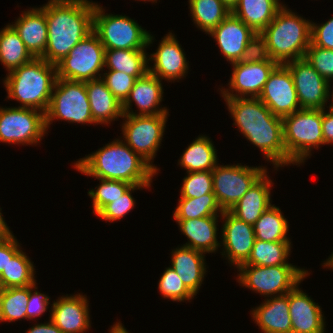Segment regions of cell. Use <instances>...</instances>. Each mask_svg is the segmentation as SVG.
I'll return each instance as SVG.
<instances>
[{"label": "cell", "instance_id": "obj_57", "mask_svg": "<svg viewBox=\"0 0 333 333\" xmlns=\"http://www.w3.org/2000/svg\"><path fill=\"white\" fill-rule=\"evenodd\" d=\"M331 106L333 107V85H332Z\"/></svg>", "mask_w": 333, "mask_h": 333}, {"label": "cell", "instance_id": "obj_35", "mask_svg": "<svg viewBox=\"0 0 333 333\" xmlns=\"http://www.w3.org/2000/svg\"><path fill=\"white\" fill-rule=\"evenodd\" d=\"M30 258L23 248L8 258V264L0 274L1 289L31 286L37 281L36 266Z\"/></svg>", "mask_w": 333, "mask_h": 333}, {"label": "cell", "instance_id": "obj_52", "mask_svg": "<svg viewBox=\"0 0 333 333\" xmlns=\"http://www.w3.org/2000/svg\"><path fill=\"white\" fill-rule=\"evenodd\" d=\"M108 333H129V331L119 319V321L114 322L113 326L108 329Z\"/></svg>", "mask_w": 333, "mask_h": 333}, {"label": "cell", "instance_id": "obj_30", "mask_svg": "<svg viewBox=\"0 0 333 333\" xmlns=\"http://www.w3.org/2000/svg\"><path fill=\"white\" fill-rule=\"evenodd\" d=\"M283 5L281 0H239L231 13L255 33H261Z\"/></svg>", "mask_w": 333, "mask_h": 333}, {"label": "cell", "instance_id": "obj_9", "mask_svg": "<svg viewBox=\"0 0 333 333\" xmlns=\"http://www.w3.org/2000/svg\"><path fill=\"white\" fill-rule=\"evenodd\" d=\"M45 118L47 131L55 121L96 125L91 114L85 82L57 78Z\"/></svg>", "mask_w": 333, "mask_h": 333}, {"label": "cell", "instance_id": "obj_25", "mask_svg": "<svg viewBox=\"0 0 333 333\" xmlns=\"http://www.w3.org/2000/svg\"><path fill=\"white\" fill-rule=\"evenodd\" d=\"M169 265L179 275L184 285L196 296L207 274L206 254L178 245L171 249Z\"/></svg>", "mask_w": 333, "mask_h": 333}, {"label": "cell", "instance_id": "obj_27", "mask_svg": "<svg viewBox=\"0 0 333 333\" xmlns=\"http://www.w3.org/2000/svg\"><path fill=\"white\" fill-rule=\"evenodd\" d=\"M267 170L242 198L229 210L238 219L254 225L263 212L272 205L274 182Z\"/></svg>", "mask_w": 333, "mask_h": 333}, {"label": "cell", "instance_id": "obj_44", "mask_svg": "<svg viewBox=\"0 0 333 333\" xmlns=\"http://www.w3.org/2000/svg\"><path fill=\"white\" fill-rule=\"evenodd\" d=\"M101 79L106 83L107 88L123 104L128 98L136 78L124 72L115 70H104Z\"/></svg>", "mask_w": 333, "mask_h": 333}, {"label": "cell", "instance_id": "obj_55", "mask_svg": "<svg viewBox=\"0 0 333 333\" xmlns=\"http://www.w3.org/2000/svg\"><path fill=\"white\" fill-rule=\"evenodd\" d=\"M77 0H48L47 3L73 2Z\"/></svg>", "mask_w": 333, "mask_h": 333}, {"label": "cell", "instance_id": "obj_29", "mask_svg": "<svg viewBox=\"0 0 333 333\" xmlns=\"http://www.w3.org/2000/svg\"><path fill=\"white\" fill-rule=\"evenodd\" d=\"M210 138L201 134L193 139L179 157L177 165L186 170V173L212 171L219 164V158L218 150Z\"/></svg>", "mask_w": 333, "mask_h": 333}, {"label": "cell", "instance_id": "obj_3", "mask_svg": "<svg viewBox=\"0 0 333 333\" xmlns=\"http://www.w3.org/2000/svg\"><path fill=\"white\" fill-rule=\"evenodd\" d=\"M47 21L45 61L57 64L93 31L94 8L84 0L46 3L39 7Z\"/></svg>", "mask_w": 333, "mask_h": 333}, {"label": "cell", "instance_id": "obj_6", "mask_svg": "<svg viewBox=\"0 0 333 333\" xmlns=\"http://www.w3.org/2000/svg\"><path fill=\"white\" fill-rule=\"evenodd\" d=\"M94 8L93 31L106 50H147L155 36L128 15L106 13V8L92 0H84ZM152 44V45H151Z\"/></svg>", "mask_w": 333, "mask_h": 333}, {"label": "cell", "instance_id": "obj_16", "mask_svg": "<svg viewBox=\"0 0 333 333\" xmlns=\"http://www.w3.org/2000/svg\"><path fill=\"white\" fill-rule=\"evenodd\" d=\"M221 253L226 263L232 269L234 266L237 269L240 265L244 264L253 248L255 241V232L253 225L248 224L229 211H223L221 215Z\"/></svg>", "mask_w": 333, "mask_h": 333}, {"label": "cell", "instance_id": "obj_1", "mask_svg": "<svg viewBox=\"0 0 333 333\" xmlns=\"http://www.w3.org/2000/svg\"><path fill=\"white\" fill-rule=\"evenodd\" d=\"M234 121L233 126L262 152L274 171L288 166L283 120L274 115L259 98H223Z\"/></svg>", "mask_w": 333, "mask_h": 333}, {"label": "cell", "instance_id": "obj_34", "mask_svg": "<svg viewBox=\"0 0 333 333\" xmlns=\"http://www.w3.org/2000/svg\"><path fill=\"white\" fill-rule=\"evenodd\" d=\"M292 241L268 242L255 239L248 260L242 265L276 266L293 265L291 257Z\"/></svg>", "mask_w": 333, "mask_h": 333}, {"label": "cell", "instance_id": "obj_51", "mask_svg": "<svg viewBox=\"0 0 333 333\" xmlns=\"http://www.w3.org/2000/svg\"><path fill=\"white\" fill-rule=\"evenodd\" d=\"M12 233V230H10L5 218L3 217L2 208L0 207V239L8 237Z\"/></svg>", "mask_w": 333, "mask_h": 333}, {"label": "cell", "instance_id": "obj_43", "mask_svg": "<svg viewBox=\"0 0 333 333\" xmlns=\"http://www.w3.org/2000/svg\"><path fill=\"white\" fill-rule=\"evenodd\" d=\"M304 58L330 85L333 84V50L320 48L311 43Z\"/></svg>", "mask_w": 333, "mask_h": 333}, {"label": "cell", "instance_id": "obj_10", "mask_svg": "<svg viewBox=\"0 0 333 333\" xmlns=\"http://www.w3.org/2000/svg\"><path fill=\"white\" fill-rule=\"evenodd\" d=\"M169 115L123 114V121L120 124L122 134L120 138L157 173L160 168L153 162L162 146Z\"/></svg>", "mask_w": 333, "mask_h": 333}, {"label": "cell", "instance_id": "obj_41", "mask_svg": "<svg viewBox=\"0 0 333 333\" xmlns=\"http://www.w3.org/2000/svg\"><path fill=\"white\" fill-rule=\"evenodd\" d=\"M151 185H132L122 196L107 204L96 216L106 222H114L123 219L136 207V199L133 194L137 190H150Z\"/></svg>", "mask_w": 333, "mask_h": 333}, {"label": "cell", "instance_id": "obj_12", "mask_svg": "<svg viewBox=\"0 0 333 333\" xmlns=\"http://www.w3.org/2000/svg\"><path fill=\"white\" fill-rule=\"evenodd\" d=\"M48 132L44 112L31 108L0 106V143L40 146Z\"/></svg>", "mask_w": 333, "mask_h": 333}, {"label": "cell", "instance_id": "obj_53", "mask_svg": "<svg viewBox=\"0 0 333 333\" xmlns=\"http://www.w3.org/2000/svg\"><path fill=\"white\" fill-rule=\"evenodd\" d=\"M321 266L333 271V252H331L330 256L324 260Z\"/></svg>", "mask_w": 333, "mask_h": 333}, {"label": "cell", "instance_id": "obj_4", "mask_svg": "<svg viewBox=\"0 0 333 333\" xmlns=\"http://www.w3.org/2000/svg\"><path fill=\"white\" fill-rule=\"evenodd\" d=\"M57 80V67L42 57L31 61L9 72L3 78L6 99L14 100L22 108H31L47 112L51 95Z\"/></svg>", "mask_w": 333, "mask_h": 333}, {"label": "cell", "instance_id": "obj_5", "mask_svg": "<svg viewBox=\"0 0 333 333\" xmlns=\"http://www.w3.org/2000/svg\"><path fill=\"white\" fill-rule=\"evenodd\" d=\"M297 13L284 3L272 22L260 33L267 41L272 60L279 64L304 58L311 44L312 20H306Z\"/></svg>", "mask_w": 333, "mask_h": 333}, {"label": "cell", "instance_id": "obj_28", "mask_svg": "<svg viewBox=\"0 0 333 333\" xmlns=\"http://www.w3.org/2000/svg\"><path fill=\"white\" fill-rule=\"evenodd\" d=\"M90 110L96 125H111L123 117L122 104L100 78L85 82Z\"/></svg>", "mask_w": 333, "mask_h": 333}, {"label": "cell", "instance_id": "obj_36", "mask_svg": "<svg viewBox=\"0 0 333 333\" xmlns=\"http://www.w3.org/2000/svg\"><path fill=\"white\" fill-rule=\"evenodd\" d=\"M289 224L281 208L272 204L253 225L255 239L268 242L291 241L287 236Z\"/></svg>", "mask_w": 333, "mask_h": 333}, {"label": "cell", "instance_id": "obj_42", "mask_svg": "<svg viewBox=\"0 0 333 333\" xmlns=\"http://www.w3.org/2000/svg\"><path fill=\"white\" fill-rule=\"evenodd\" d=\"M180 187V198H198L213 193L212 171L186 173Z\"/></svg>", "mask_w": 333, "mask_h": 333}, {"label": "cell", "instance_id": "obj_11", "mask_svg": "<svg viewBox=\"0 0 333 333\" xmlns=\"http://www.w3.org/2000/svg\"><path fill=\"white\" fill-rule=\"evenodd\" d=\"M105 50L92 31L56 64L57 78L82 82L100 79L105 70Z\"/></svg>", "mask_w": 333, "mask_h": 333}, {"label": "cell", "instance_id": "obj_8", "mask_svg": "<svg viewBox=\"0 0 333 333\" xmlns=\"http://www.w3.org/2000/svg\"><path fill=\"white\" fill-rule=\"evenodd\" d=\"M236 270V282L264 298L287 294L311 274L310 269L295 265H240Z\"/></svg>", "mask_w": 333, "mask_h": 333}, {"label": "cell", "instance_id": "obj_45", "mask_svg": "<svg viewBox=\"0 0 333 333\" xmlns=\"http://www.w3.org/2000/svg\"><path fill=\"white\" fill-rule=\"evenodd\" d=\"M262 61H274L272 60L267 41L260 33H256L246 45L245 50L242 52L239 63H256Z\"/></svg>", "mask_w": 333, "mask_h": 333}, {"label": "cell", "instance_id": "obj_54", "mask_svg": "<svg viewBox=\"0 0 333 333\" xmlns=\"http://www.w3.org/2000/svg\"><path fill=\"white\" fill-rule=\"evenodd\" d=\"M231 11L238 4L239 0H221Z\"/></svg>", "mask_w": 333, "mask_h": 333}, {"label": "cell", "instance_id": "obj_22", "mask_svg": "<svg viewBox=\"0 0 333 333\" xmlns=\"http://www.w3.org/2000/svg\"><path fill=\"white\" fill-rule=\"evenodd\" d=\"M255 34L241 19L231 13L208 36L213 38L223 58L231 64L240 59L248 41Z\"/></svg>", "mask_w": 333, "mask_h": 333}, {"label": "cell", "instance_id": "obj_2", "mask_svg": "<svg viewBox=\"0 0 333 333\" xmlns=\"http://www.w3.org/2000/svg\"><path fill=\"white\" fill-rule=\"evenodd\" d=\"M74 170L86 176L106 180H121L132 185H151L158 173L120 137L76 159Z\"/></svg>", "mask_w": 333, "mask_h": 333}, {"label": "cell", "instance_id": "obj_18", "mask_svg": "<svg viewBox=\"0 0 333 333\" xmlns=\"http://www.w3.org/2000/svg\"><path fill=\"white\" fill-rule=\"evenodd\" d=\"M258 98L281 118L301 109L292 75L284 64L272 71Z\"/></svg>", "mask_w": 333, "mask_h": 333}, {"label": "cell", "instance_id": "obj_7", "mask_svg": "<svg viewBox=\"0 0 333 333\" xmlns=\"http://www.w3.org/2000/svg\"><path fill=\"white\" fill-rule=\"evenodd\" d=\"M322 118L323 110L302 108L282 118L288 167L304 166L312 151L323 147Z\"/></svg>", "mask_w": 333, "mask_h": 333}, {"label": "cell", "instance_id": "obj_40", "mask_svg": "<svg viewBox=\"0 0 333 333\" xmlns=\"http://www.w3.org/2000/svg\"><path fill=\"white\" fill-rule=\"evenodd\" d=\"M158 290L161 298L173 302H191L195 295L184 285L179 275L172 267H166L158 280Z\"/></svg>", "mask_w": 333, "mask_h": 333}, {"label": "cell", "instance_id": "obj_38", "mask_svg": "<svg viewBox=\"0 0 333 333\" xmlns=\"http://www.w3.org/2000/svg\"><path fill=\"white\" fill-rule=\"evenodd\" d=\"M29 286L2 288L0 290V322L27 319Z\"/></svg>", "mask_w": 333, "mask_h": 333}, {"label": "cell", "instance_id": "obj_37", "mask_svg": "<svg viewBox=\"0 0 333 333\" xmlns=\"http://www.w3.org/2000/svg\"><path fill=\"white\" fill-rule=\"evenodd\" d=\"M223 210L217 202L214 193H208L198 198H178L172 218L174 220H188L208 216H221Z\"/></svg>", "mask_w": 333, "mask_h": 333}, {"label": "cell", "instance_id": "obj_31", "mask_svg": "<svg viewBox=\"0 0 333 333\" xmlns=\"http://www.w3.org/2000/svg\"><path fill=\"white\" fill-rule=\"evenodd\" d=\"M148 53L147 50H105L104 68L140 78L148 72Z\"/></svg>", "mask_w": 333, "mask_h": 333}, {"label": "cell", "instance_id": "obj_39", "mask_svg": "<svg viewBox=\"0 0 333 333\" xmlns=\"http://www.w3.org/2000/svg\"><path fill=\"white\" fill-rule=\"evenodd\" d=\"M99 184L88 190L87 194L92 199L94 215H97L107 204L122 196L132 184L121 180H106L95 178Z\"/></svg>", "mask_w": 333, "mask_h": 333}, {"label": "cell", "instance_id": "obj_21", "mask_svg": "<svg viewBox=\"0 0 333 333\" xmlns=\"http://www.w3.org/2000/svg\"><path fill=\"white\" fill-rule=\"evenodd\" d=\"M299 285L288 292L292 333H326L323 308Z\"/></svg>", "mask_w": 333, "mask_h": 333}, {"label": "cell", "instance_id": "obj_24", "mask_svg": "<svg viewBox=\"0 0 333 333\" xmlns=\"http://www.w3.org/2000/svg\"><path fill=\"white\" fill-rule=\"evenodd\" d=\"M250 311L252 321L262 333H292L288 293L268 297Z\"/></svg>", "mask_w": 333, "mask_h": 333}, {"label": "cell", "instance_id": "obj_13", "mask_svg": "<svg viewBox=\"0 0 333 333\" xmlns=\"http://www.w3.org/2000/svg\"><path fill=\"white\" fill-rule=\"evenodd\" d=\"M218 164L212 170L213 193L223 211H229L269 169L267 166Z\"/></svg>", "mask_w": 333, "mask_h": 333}, {"label": "cell", "instance_id": "obj_46", "mask_svg": "<svg viewBox=\"0 0 333 333\" xmlns=\"http://www.w3.org/2000/svg\"><path fill=\"white\" fill-rule=\"evenodd\" d=\"M38 284L39 283H37V281H36L33 285L29 286V301H28V305H27V321H29V320L34 321L36 318H38V319H36L38 321L39 317L41 318L44 313H46L47 311L51 312V308H52V307H50L52 305L51 297L44 292L41 293V290L39 292Z\"/></svg>", "mask_w": 333, "mask_h": 333}, {"label": "cell", "instance_id": "obj_50", "mask_svg": "<svg viewBox=\"0 0 333 333\" xmlns=\"http://www.w3.org/2000/svg\"><path fill=\"white\" fill-rule=\"evenodd\" d=\"M47 320L48 321H45L44 323H35L27 331L25 330V333H62V331L50 320V318Z\"/></svg>", "mask_w": 333, "mask_h": 333}, {"label": "cell", "instance_id": "obj_17", "mask_svg": "<svg viewBox=\"0 0 333 333\" xmlns=\"http://www.w3.org/2000/svg\"><path fill=\"white\" fill-rule=\"evenodd\" d=\"M189 63L182 45L171 30L161 38L155 52L148 53V72L171 83L186 78Z\"/></svg>", "mask_w": 333, "mask_h": 333}, {"label": "cell", "instance_id": "obj_23", "mask_svg": "<svg viewBox=\"0 0 333 333\" xmlns=\"http://www.w3.org/2000/svg\"><path fill=\"white\" fill-rule=\"evenodd\" d=\"M221 216H208L188 220H174L178 224L181 234L187 237L185 244L181 246L189 247L205 254H216L221 248V235H219L218 222ZM220 220V221H219Z\"/></svg>", "mask_w": 333, "mask_h": 333}, {"label": "cell", "instance_id": "obj_20", "mask_svg": "<svg viewBox=\"0 0 333 333\" xmlns=\"http://www.w3.org/2000/svg\"><path fill=\"white\" fill-rule=\"evenodd\" d=\"M163 80L147 72L137 78L128 98L122 104L123 114L127 115H158L169 114V108L161 105L164 101ZM135 103V104H133ZM136 106L138 110H133ZM164 106V107H162Z\"/></svg>", "mask_w": 333, "mask_h": 333}, {"label": "cell", "instance_id": "obj_47", "mask_svg": "<svg viewBox=\"0 0 333 333\" xmlns=\"http://www.w3.org/2000/svg\"><path fill=\"white\" fill-rule=\"evenodd\" d=\"M311 43L320 48L333 50V17L321 24L311 21Z\"/></svg>", "mask_w": 333, "mask_h": 333}, {"label": "cell", "instance_id": "obj_14", "mask_svg": "<svg viewBox=\"0 0 333 333\" xmlns=\"http://www.w3.org/2000/svg\"><path fill=\"white\" fill-rule=\"evenodd\" d=\"M284 65L292 75L300 108L323 110L331 106L332 85L305 58L291 60Z\"/></svg>", "mask_w": 333, "mask_h": 333}, {"label": "cell", "instance_id": "obj_49", "mask_svg": "<svg viewBox=\"0 0 333 333\" xmlns=\"http://www.w3.org/2000/svg\"><path fill=\"white\" fill-rule=\"evenodd\" d=\"M322 133L324 138V145L333 144V107L323 109L322 118Z\"/></svg>", "mask_w": 333, "mask_h": 333}, {"label": "cell", "instance_id": "obj_56", "mask_svg": "<svg viewBox=\"0 0 333 333\" xmlns=\"http://www.w3.org/2000/svg\"><path fill=\"white\" fill-rule=\"evenodd\" d=\"M135 1H137V2H138V1H139V2H140V1H143V2H145V3H147V2H151L152 4H153V3L156 4L158 0H135Z\"/></svg>", "mask_w": 333, "mask_h": 333}, {"label": "cell", "instance_id": "obj_26", "mask_svg": "<svg viewBox=\"0 0 333 333\" xmlns=\"http://www.w3.org/2000/svg\"><path fill=\"white\" fill-rule=\"evenodd\" d=\"M25 10L9 24L18 33L30 53L34 57H41L45 53L48 40L45 13L38 6Z\"/></svg>", "mask_w": 333, "mask_h": 333}, {"label": "cell", "instance_id": "obj_19", "mask_svg": "<svg viewBox=\"0 0 333 333\" xmlns=\"http://www.w3.org/2000/svg\"><path fill=\"white\" fill-rule=\"evenodd\" d=\"M51 305L50 320L62 333H86L91 329L90 305L86 294H66Z\"/></svg>", "mask_w": 333, "mask_h": 333}, {"label": "cell", "instance_id": "obj_15", "mask_svg": "<svg viewBox=\"0 0 333 333\" xmlns=\"http://www.w3.org/2000/svg\"><path fill=\"white\" fill-rule=\"evenodd\" d=\"M228 84L220 86L218 92L223 98H258L272 71L279 65L276 61L256 63L234 62Z\"/></svg>", "mask_w": 333, "mask_h": 333}, {"label": "cell", "instance_id": "obj_32", "mask_svg": "<svg viewBox=\"0 0 333 333\" xmlns=\"http://www.w3.org/2000/svg\"><path fill=\"white\" fill-rule=\"evenodd\" d=\"M33 58L34 56L9 23L0 29V62L8 73Z\"/></svg>", "mask_w": 333, "mask_h": 333}, {"label": "cell", "instance_id": "obj_48", "mask_svg": "<svg viewBox=\"0 0 333 333\" xmlns=\"http://www.w3.org/2000/svg\"><path fill=\"white\" fill-rule=\"evenodd\" d=\"M21 245L13 233L0 239V274L8 264V258H12L22 248Z\"/></svg>", "mask_w": 333, "mask_h": 333}, {"label": "cell", "instance_id": "obj_33", "mask_svg": "<svg viewBox=\"0 0 333 333\" xmlns=\"http://www.w3.org/2000/svg\"><path fill=\"white\" fill-rule=\"evenodd\" d=\"M187 2L193 24L206 36L231 14V10L221 0H188Z\"/></svg>", "mask_w": 333, "mask_h": 333}]
</instances>
